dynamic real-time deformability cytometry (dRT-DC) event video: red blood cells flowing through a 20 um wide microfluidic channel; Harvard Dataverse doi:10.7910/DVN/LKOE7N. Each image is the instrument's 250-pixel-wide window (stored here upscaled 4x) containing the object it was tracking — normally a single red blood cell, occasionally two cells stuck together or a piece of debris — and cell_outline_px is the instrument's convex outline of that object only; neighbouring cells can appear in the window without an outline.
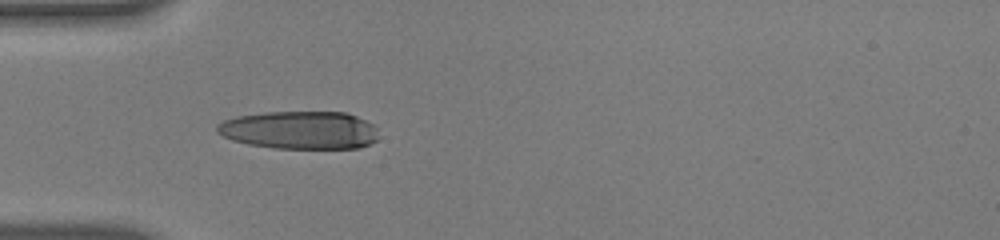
{"species": "human", "species_latin": "Homo sapiens", "temperature_condition": "warm", "stored_images_in_passage": 38, "camera_frame_rate_fps": 3000, "um_per_image_px": 0.085, "donor": {"sex": "male"}, "frame": {"image": 1, "passage_image": 1, "time_ms": 0.0, "image_size_px": [1000, 240], "cell_outline_px": [[380, 136], [376, 140], [360, 148], [272, 148], [248, 144], [232, 140], [216, 132], [216, 124], [224, 120], [236, 116], [264, 112], [348, 112], [372, 124], [376, 128]], "centroid_in_image_um": [25.47, 11.06], "position_along_channel_um": 59.5, "area_um2": 35.95}}
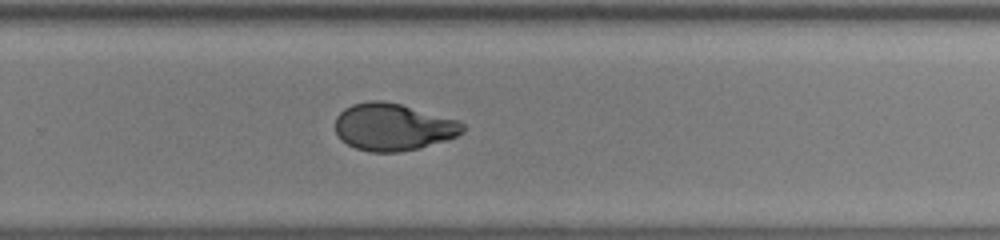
{"frame": {"image": 2, "passage_image": 20, "time_ms": 6.333, "image_size_px": [1000, 240], "cell_outline_px": [[464, 132], [448, 140], [420, 148], [400, 152], [368, 152], [356, 148], [340, 140], [336, 132], [336, 116], [344, 108], [352, 104], [368, 100], [380, 100], [400, 104], [460, 120], [464, 124]], "centroid_in_image_um": [33.42, 10.8], "position_along_channel_um": 296.4, "area_um2": 35.37}}
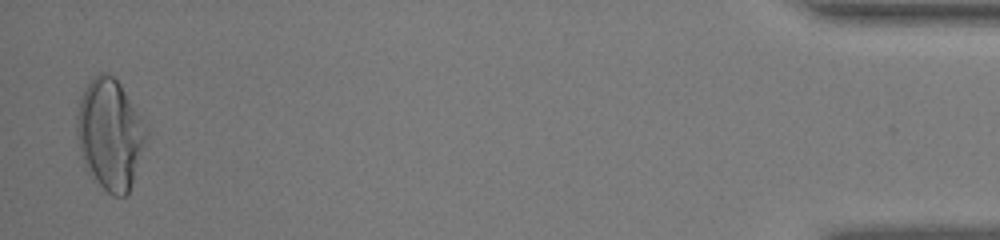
{"frame": {"image": 3, "passage_image": 37, "time_ms": 12.0, "image_size_px": [1000, 240], "cell_outline_px": [[148, 136], [128, 192], [124, 196], [112, 196], [96, 180], [84, 164], [80, 152], [76, 136], [76, 116], [80, 96], [84, 88], [92, 76], [100, 72], [104, 72], [112, 76], [120, 84], [148, 128]], "centroid_in_image_um": [9.33, 11.36], "position_along_channel_um": 425.9, "area_um2": 44.51}, "authors_computed_cell_mechanics": {"area_um2": 35.9516, "velocity_mm_per_s": 3.8209, "shape_relaxation_time_tau1_ms": null, "shape_relaxation_time_tau2_ms": 1.1948, "deformation_change_tau1": null, "deformation_change_tau2": 0.056}}